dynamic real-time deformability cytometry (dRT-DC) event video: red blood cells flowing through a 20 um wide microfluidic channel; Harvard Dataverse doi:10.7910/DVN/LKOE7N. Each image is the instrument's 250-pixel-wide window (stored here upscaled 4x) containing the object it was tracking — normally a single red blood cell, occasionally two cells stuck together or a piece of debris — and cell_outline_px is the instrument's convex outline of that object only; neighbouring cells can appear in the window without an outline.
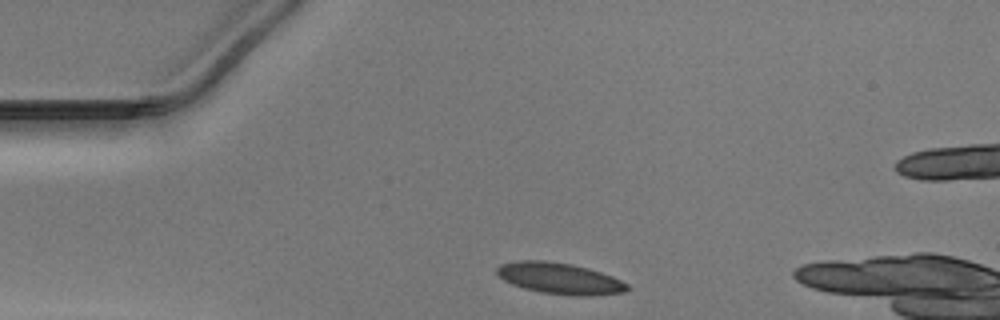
{"species": "Egyptian fruit bat (a non-hibernating species)", "species_latin": "Rousettus aegyptiacus", "temperature_condition": "warm", "stored_images_in_passage": 30, "camera_frame_rate_fps": 3000, "um_per_image_px": 0.085, "animal": {"sex": "male"}, "frame": {"image": 1, "passage_image": 1, "time_ms": 0.0, "image_size_px": [1000, 320], "cell_outline_px": [[628, 288], [624, 292], [588, 296], [576, 296], [540, 292], [524, 288], [512, 284], [504, 280], [496, 272], [496, 268], [500, 264], [516, 260], [544, 260], [572, 264], [588, 268], [612, 276], [628, 284]], "centroid_in_image_um": [47.55, 23.65], "position_along_channel_um": 37.5, "area_um2": 23.7}}
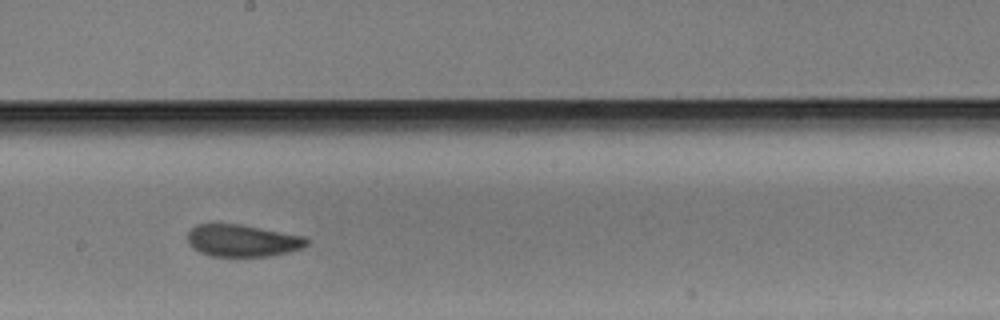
{"frame": {"image": 2, "passage_image": 18, "time_ms": 5.667, "image_size_px": [1000, 320], "cell_outline_px": [[308, 244], [304, 248], [288, 252], [268, 256], [208, 256], [192, 248], [188, 244], [188, 232], [196, 224], [240, 224], [304, 236], [308, 240]], "centroid_in_image_um": [20.6, 20.45], "position_along_channel_um": 227.6, "area_um2": 22.31}}
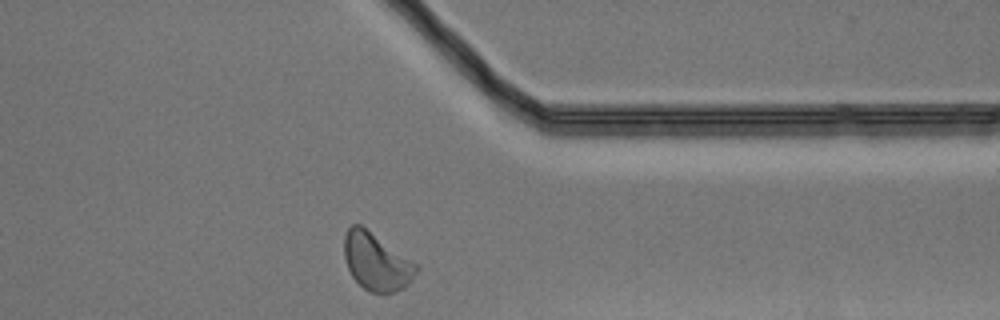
{"frame": {"image": 3, "passage_image": 30, "time_ms": 9.667, "image_size_px": [1000, 320], "cell_outline_px": [[420, 268], [400, 288], [392, 292], [368, 292], [352, 276], [344, 260], [344, 236], [348, 228], [352, 224], [360, 224], [416, 264]], "centroid_in_image_um": [31.92, 22.22], "position_along_channel_um": 379.5, "area_um2": 23.29}}